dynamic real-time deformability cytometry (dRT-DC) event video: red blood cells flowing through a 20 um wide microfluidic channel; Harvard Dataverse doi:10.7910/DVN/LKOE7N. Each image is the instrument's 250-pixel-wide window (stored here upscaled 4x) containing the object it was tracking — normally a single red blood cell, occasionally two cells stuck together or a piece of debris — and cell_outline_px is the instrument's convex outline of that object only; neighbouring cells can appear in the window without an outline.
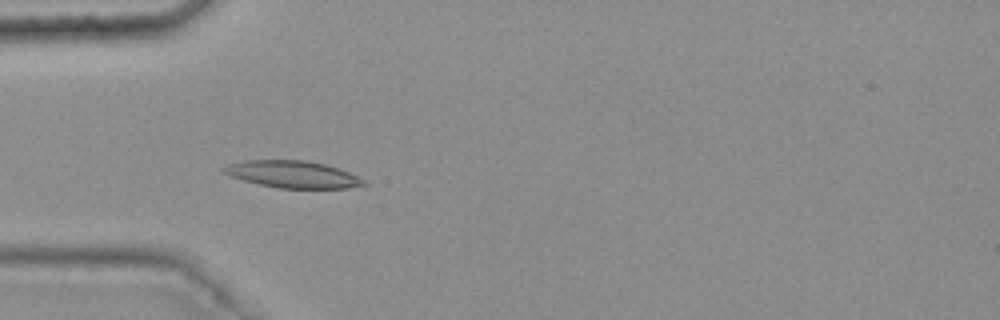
{"species": "common noctule bat (a hibernating species)", "species_latin": "Nyctalus noctula", "temperature_condition": "warm", "stored_images_in_passage": 46, "camera_frame_rate_fps": 3000, "um_per_image_px": 0.085, "animal": {"sex": "female", "body_mass_g": 25.1}, "frame": {"image": 1, "passage_image": 16, "time_ms": 5.0, "image_size_px": [1000, 320], "cell_outline_px": [[368, 184], [348, 188], [276, 188], [244, 180], [220, 172], [220, 168], [228, 164], [244, 160], [304, 160], [324, 164], [348, 172], [364, 180]], "centroid_in_image_um": [24.83, 14.81], "position_along_channel_um": 60.2, "area_um2": 21.91}}
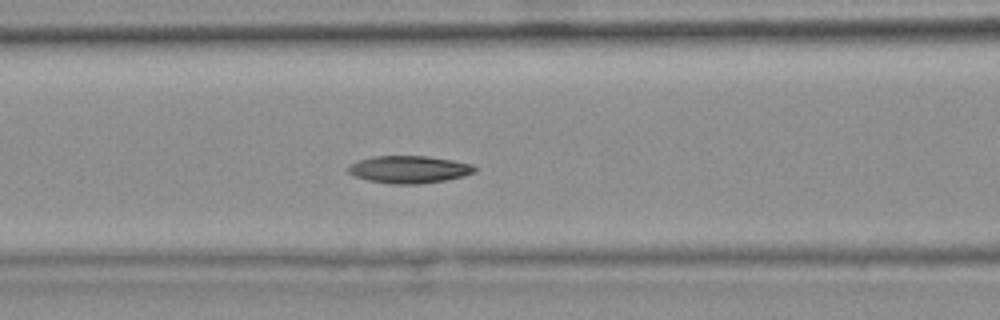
{"frame": {"image": 2, "passage_image": 22, "time_ms": 7.0, "image_size_px": [1000, 320], "cell_outline_px": [[476, 168], [472, 172], [464, 176], [444, 180], [416, 184], [392, 184], [368, 180], [356, 176], [348, 172], [348, 164], [356, 160], [372, 156], [428, 156], [452, 160], [472, 164]], "centroid_in_image_um": [34.72, 14.39], "position_along_channel_um": 131.9, "area_um2": 20.11}}
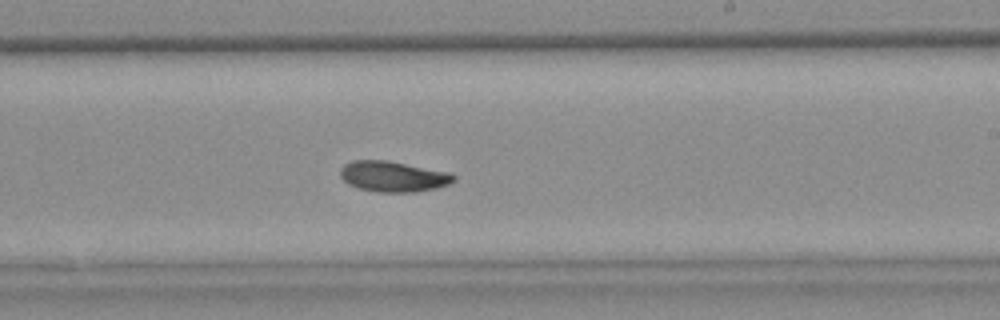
{"frame": {"image": 3, "passage_image": 32, "time_ms": 10.333, "image_size_px": [1000, 320], "cell_outline_px": [[456, 180], [448, 184], [436, 188], [416, 192], [376, 192], [356, 188], [348, 184], [340, 176], [340, 168], [344, 164], [352, 160], [388, 160], [452, 172], [456, 176]], "centroid_in_image_um": [33.43, 14.99], "position_along_channel_um": 255.6, "area_um2": 20.63}, "authors_computed_cell_mechanics": {"area_um2": 20.6057, "velocity_mm_per_s": 3.7274, "shape_relaxation_time_tau1_ms": 9.0221, "shape_relaxation_time_tau2_ms": 10.6642, "deformation_change_tau1": 0.1665, "deformation_change_tau2": 0.1648}}